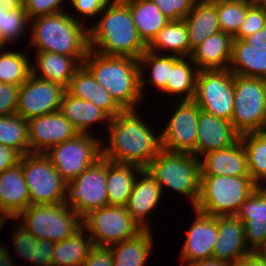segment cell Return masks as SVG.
<instances>
[{
  "label": "cell",
  "mask_w": 266,
  "mask_h": 266,
  "mask_svg": "<svg viewBox=\"0 0 266 266\" xmlns=\"http://www.w3.org/2000/svg\"><path fill=\"white\" fill-rule=\"evenodd\" d=\"M152 234V227L143 229L135 237L108 247L112 252L113 265L145 266L154 245Z\"/></svg>",
  "instance_id": "obj_32"
},
{
  "label": "cell",
  "mask_w": 266,
  "mask_h": 266,
  "mask_svg": "<svg viewBox=\"0 0 266 266\" xmlns=\"http://www.w3.org/2000/svg\"><path fill=\"white\" fill-rule=\"evenodd\" d=\"M0 144L21 156L29 153L28 121L18 114L0 116Z\"/></svg>",
  "instance_id": "obj_38"
},
{
  "label": "cell",
  "mask_w": 266,
  "mask_h": 266,
  "mask_svg": "<svg viewBox=\"0 0 266 266\" xmlns=\"http://www.w3.org/2000/svg\"><path fill=\"white\" fill-rule=\"evenodd\" d=\"M7 222V218L5 219L1 214H0V227H3L4 225H6Z\"/></svg>",
  "instance_id": "obj_58"
},
{
  "label": "cell",
  "mask_w": 266,
  "mask_h": 266,
  "mask_svg": "<svg viewBox=\"0 0 266 266\" xmlns=\"http://www.w3.org/2000/svg\"><path fill=\"white\" fill-rule=\"evenodd\" d=\"M15 219L37 239L54 243L67 239L83 227L82 218L65 203L30 204Z\"/></svg>",
  "instance_id": "obj_7"
},
{
  "label": "cell",
  "mask_w": 266,
  "mask_h": 266,
  "mask_svg": "<svg viewBox=\"0 0 266 266\" xmlns=\"http://www.w3.org/2000/svg\"><path fill=\"white\" fill-rule=\"evenodd\" d=\"M199 69L190 57L173 55V67L162 92L180 96V100H193Z\"/></svg>",
  "instance_id": "obj_34"
},
{
  "label": "cell",
  "mask_w": 266,
  "mask_h": 266,
  "mask_svg": "<svg viewBox=\"0 0 266 266\" xmlns=\"http://www.w3.org/2000/svg\"><path fill=\"white\" fill-rule=\"evenodd\" d=\"M128 7L138 35L148 46L170 21L151 0H122Z\"/></svg>",
  "instance_id": "obj_30"
},
{
  "label": "cell",
  "mask_w": 266,
  "mask_h": 266,
  "mask_svg": "<svg viewBox=\"0 0 266 266\" xmlns=\"http://www.w3.org/2000/svg\"><path fill=\"white\" fill-rule=\"evenodd\" d=\"M112 0H70L73 9L85 18H96ZM88 16V17H87Z\"/></svg>",
  "instance_id": "obj_47"
},
{
  "label": "cell",
  "mask_w": 266,
  "mask_h": 266,
  "mask_svg": "<svg viewBox=\"0 0 266 266\" xmlns=\"http://www.w3.org/2000/svg\"><path fill=\"white\" fill-rule=\"evenodd\" d=\"M146 169L163 189L169 188L190 198L192 209L200 195L201 172L199 158L192 153L161 149Z\"/></svg>",
  "instance_id": "obj_5"
},
{
  "label": "cell",
  "mask_w": 266,
  "mask_h": 266,
  "mask_svg": "<svg viewBox=\"0 0 266 266\" xmlns=\"http://www.w3.org/2000/svg\"><path fill=\"white\" fill-rule=\"evenodd\" d=\"M66 91L86 101H90L104 110L111 118L124 109L115 101L111 94L99 84L93 75L82 65L70 80Z\"/></svg>",
  "instance_id": "obj_24"
},
{
  "label": "cell",
  "mask_w": 266,
  "mask_h": 266,
  "mask_svg": "<svg viewBox=\"0 0 266 266\" xmlns=\"http://www.w3.org/2000/svg\"><path fill=\"white\" fill-rule=\"evenodd\" d=\"M3 52H0V83L21 86L32 74L30 58L25 52Z\"/></svg>",
  "instance_id": "obj_39"
},
{
  "label": "cell",
  "mask_w": 266,
  "mask_h": 266,
  "mask_svg": "<svg viewBox=\"0 0 266 266\" xmlns=\"http://www.w3.org/2000/svg\"><path fill=\"white\" fill-rule=\"evenodd\" d=\"M266 26V1L247 0V14L233 39H244Z\"/></svg>",
  "instance_id": "obj_41"
},
{
  "label": "cell",
  "mask_w": 266,
  "mask_h": 266,
  "mask_svg": "<svg viewBox=\"0 0 266 266\" xmlns=\"http://www.w3.org/2000/svg\"><path fill=\"white\" fill-rule=\"evenodd\" d=\"M22 171L33 205L65 202L66 182L45 153H27L20 157Z\"/></svg>",
  "instance_id": "obj_9"
},
{
  "label": "cell",
  "mask_w": 266,
  "mask_h": 266,
  "mask_svg": "<svg viewBox=\"0 0 266 266\" xmlns=\"http://www.w3.org/2000/svg\"><path fill=\"white\" fill-rule=\"evenodd\" d=\"M94 248L91 237L82 227L67 239L54 243L53 266H81Z\"/></svg>",
  "instance_id": "obj_35"
},
{
  "label": "cell",
  "mask_w": 266,
  "mask_h": 266,
  "mask_svg": "<svg viewBox=\"0 0 266 266\" xmlns=\"http://www.w3.org/2000/svg\"><path fill=\"white\" fill-rule=\"evenodd\" d=\"M94 136L91 132L90 134L79 133L75 137L51 147L45 153L66 183L74 180L102 158L103 142Z\"/></svg>",
  "instance_id": "obj_11"
},
{
  "label": "cell",
  "mask_w": 266,
  "mask_h": 266,
  "mask_svg": "<svg viewBox=\"0 0 266 266\" xmlns=\"http://www.w3.org/2000/svg\"><path fill=\"white\" fill-rule=\"evenodd\" d=\"M136 110H124L111 118L107 127L109 147L102 146V157L143 169L162 149L161 135L154 133Z\"/></svg>",
  "instance_id": "obj_1"
},
{
  "label": "cell",
  "mask_w": 266,
  "mask_h": 266,
  "mask_svg": "<svg viewBox=\"0 0 266 266\" xmlns=\"http://www.w3.org/2000/svg\"><path fill=\"white\" fill-rule=\"evenodd\" d=\"M79 133L90 134L89 128L94 124L104 123L107 127L111 117L90 101L79 99L65 91L59 110Z\"/></svg>",
  "instance_id": "obj_28"
},
{
  "label": "cell",
  "mask_w": 266,
  "mask_h": 266,
  "mask_svg": "<svg viewBox=\"0 0 266 266\" xmlns=\"http://www.w3.org/2000/svg\"><path fill=\"white\" fill-rule=\"evenodd\" d=\"M221 31L234 37L247 14V0H217Z\"/></svg>",
  "instance_id": "obj_40"
},
{
  "label": "cell",
  "mask_w": 266,
  "mask_h": 266,
  "mask_svg": "<svg viewBox=\"0 0 266 266\" xmlns=\"http://www.w3.org/2000/svg\"><path fill=\"white\" fill-rule=\"evenodd\" d=\"M193 100L201 110L231 121L234 74L229 69L200 70Z\"/></svg>",
  "instance_id": "obj_12"
},
{
  "label": "cell",
  "mask_w": 266,
  "mask_h": 266,
  "mask_svg": "<svg viewBox=\"0 0 266 266\" xmlns=\"http://www.w3.org/2000/svg\"><path fill=\"white\" fill-rule=\"evenodd\" d=\"M149 51L179 57H190L189 36L185 21H169L155 36L152 42L147 46ZM163 51V53L161 52Z\"/></svg>",
  "instance_id": "obj_33"
},
{
  "label": "cell",
  "mask_w": 266,
  "mask_h": 266,
  "mask_svg": "<svg viewBox=\"0 0 266 266\" xmlns=\"http://www.w3.org/2000/svg\"><path fill=\"white\" fill-rule=\"evenodd\" d=\"M21 155L11 147L0 144V174L20 161Z\"/></svg>",
  "instance_id": "obj_50"
},
{
  "label": "cell",
  "mask_w": 266,
  "mask_h": 266,
  "mask_svg": "<svg viewBox=\"0 0 266 266\" xmlns=\"http://www.w3.org/2000/svg\"><path fill=\"white\" fill-rule=\"evenodd\" d=\"M13 230L15 234L13 232V235H11V241L15 252L21 259L23 258L26 262L32 263L34 247L38 239L20 223Z\"/></svg>",
  "instance_id": "obj_43"
},
{
  "label": "cell",
  "mask_w": 266,
  "mask_h": 266,
  "mask_svg": "<svg viewBox=\"0 0 266 266\" xmlns=\"http://www.w3.org/2000/svg\"><path fill=\"white\" fill-rule=\"evenodd\" d=\"M195 211V220L192 222L181 249L183 265L195 261L213 258L215 242L217 241V217Z\"/></svg>",
  "instance_id": "obj_17"
},
{
  "label": "cell",
  "mask_w": 266,
  "mask_h": 266,
  "mask_svg": "<svg viewBox=\"0 0 266 266\" xmlns=\"http://www.w3.org/2000/svg\"><path fill=\"white\" fill-rule=\"evenodd\" d=\"M6 44L0 39V52L4 51L2 50Z\"/></svg>",
  "instance_id": "obj_60"
},
{
  "label": "cell",
  "mask_w": 266,
  "mask_h": 266,
  "mask_svg": "<svg viewBox=\"0 0 266 266\" xmlns=\"http://www.w3.org/2000/svg\"><path fill=\"white\" fill-rule=\"evenodd\" d=\"M20 86L0 83V116L16 114Z\"/></svg>",
  "instance_id": "obj_46"
},
{
  "label": "cell",
  "mask_w": 266,
  "mask_h": 266,
  "mask_svg": "<svg viewBox=\"0 0 266 266\" xmlns=\"http://www.w3.org/2000/svg\"><path fill=\"white\" fill-rule=\"evenodd\" d=\"M82 226L94 247H110L135 237L143 229L124 206L107 205L90 211L82 218Z\"/></svg>",
  "instance_id": "obj_10"
},
{
  "label": "cell",
  "mask_w": 266,
  "mask_h": 266,
  "mask_svg": "<svg viewBox=\"0 0 266 266\" xmlns=\"http://www.w3.org/2000/svg\"><path fill=\"white\" fill-rule=\"evenodd\" d=\"M98 15L100 19L93 26L87 25L90 50L105 56L138 59L147 49L122 0H112Z\"/></svg>",
  "instance_id": "obj_2"
},
{
  "label": "cell",
  "mask_w": 266,
  "mask_h": 266,
  "mask_svg": "<svg viewBox=\"0 0 266 266\" xmlns=\"http://www.w3.org/2000/svg\"><path fill=\"white\" fill-rule=\"evenodd\" d=\"M36 63L32 62V74L37 78L53 81L65 88L86 57L65 56L53 52H36Z\"/></svg>",
  "instance_id": "obj_25"
},
{
  "label": "cell",
  "mask_w": 266,
  "mask_h": 266,
  "mask_svg": "<svg viewBox=\"0 0 266 266\" xmlns=\"http://www.w3.org/2000/svg\"><path fill=\"white\" fill-rule=\"evenodd\" d=\"M73 16L64 11L31 19L29 46L37 52L86 57L89 51L88 27Z\"/></svg>",
  "instance_id": "obj_4"
},
{
  "label": "cell",
  "mask_w": 266,
  "mask_h": 266,
  "mask_svg": "<svg viewBox=\"0 0 266 266\" xmlns=\"http://www.w3.org/2000/svg\"><path fill=\"white\" fill-rule=\"evenodd\" d=\"M28 26H30V19L24 6L10 11L4 16L3 29H0V39L5 44L14 42L20 38V35H23Z\"/></svg>",
  "instance_id": "obj_42"
},
{
  "label": "cell",
  "mask_w": 266,
  "mask_h": 266,
  "mask_svg": "<svg viewBox=\"0 0 266 266\" xmlns=\"http://www.w3.org/2000/svg\"><path fill=\"white\" fill-rule=\"evenodd\" d=\"M183 20L187 27L191 52L206 38L221 31L217 0H196Z\"/></svg>",
  "instance_id": "obj_26"
},
{
  "label": "cell",
  "mask_w": 266,
  "mask_h": 266,
  "mask_svg": "<svg viewBox=\"0 0 266 266\" xmlns=\"http://www.w3.org/2000/svg\"><path fill=\"white\" fill-rule=\"evenodd\" d=\"M66 88L33 74L20 86L16 114L27 121L60 110Z\"/></svg>",
  "instance_id": "obj_15"
},
{
  "label": "cell",
  "mask_w": 266,
  "mask_h": 266,
  "mask_svg": "<svg viewBox=\"0 0 266 266\" xmlns=\"http://www.w3.org/2000/svg\"><path fill=\"white\" fill-rule=\"evenodd\" d=\"M82 65L124 110H135L144 101L138 59L105 56L89 49Z\"/></svg>",
  "instance_id": "obj_3"
},
{
  "label": "cell",
  "mask_w": 266,
  "mask_h": 266,
  "mask_svg": "<svg viewBox=\"0 0 266 266\" xmlns=\"http://www.w3.org/2000/svg\"><path fill=\"white\" fill-rule=\"evenodd\" d=\"M230 266H266V263H264L254 253H252L242 259L237 260Z\"/></svg>",
  "instance_id": "obj_52"
},
{
  "label": "cell",
  "mask_w": 266,
  "mask_h": 266,
  "mask_svg": "<svg viewBox=\"0 0 266 266\" xmlns=\"http://www.w3.org/2000/svg\"><path fill=\"white\" fill-rule=\"evenodd\" d=\"M174 113L161 130V147L170 152L195 155L200 107L194 100H179Z\"/></svg>",
  "instance_id": "obj_14"
},
{
  "label": "cell",
  "mask_w": 266,
  "mask_h": 266,
  "mask_svg": "<svg viewBox=\"0 0 266 266\" xmlns=\"http://www.w3.org/2000/svg\"><path fill=\"white\" fill-rule=\"evenodd\" d=\"M263 134H265L266 135V119H265V123H264V125H263V127H262V129L260 130Z\"/></svg>",
  "instance_id": "obj_59"
},
{
  "label": "cell",
  "mask_w": 266,
  "mask_h": 266,
  "mask_svg": "<svg viewBox=\"0 0 266 266\" xmlns=\"http://www.w3.org/2000/svg\"><path fill=\"white\" fill-rule=\"evenodd\" d=\"M233 37L223 31L206 38L190 56L199 70L228 69Z\"/></svg>",
  "instance_id": "obj_27"
},
{
  "label": "cell",
  "mask_w": 266,
  "mask_h": 266,
  "mask_svg": "<svg viewBox=\"0 0 266 266\" xmlns=\"http://www.w3.org/2000/svg\"><path fill=\"white\" fill-rule=\"evenodd\" d=\"M240 140V134L233 128L231 121L199 111L195 155L228 148Z\"/></svg>",
  "instance_id": "obj_18"
},
{
  "label": "cell",
  "mask_w": 266,
  "mask_h": 266,
  "mask_svg": "<svg viewBox=\"0 0 266 266\" xmlns=\"http://www.w3.org/2000/svg\"><path fill=\"white\" fill-rule=\"evenodd\" d=\"M81 218L108 205L106 159L100 158L74 180L66 183L65 202Z\"/></svg>",
  "instance_id": "obj_13"
},
{
  "label": "cell",
  "mask_w": 266,
  "mask_h": 266,
  "mask_svg": "<svg viewBox=\"0 0 266 266\" xmlns=\"http://www.w3.org/2000/svg\"><path fill=\"white\" fill-rule=\"evenodd\" d=\"M79 132L60 111L28 120L29 147L31 153H46Z\"/></svg>",
  "instance_id": "obj_16"
},
{
  "label": "cell",
  "mask_w": 266,
  "mask_h": 266,
  "mask_svg": "<svg viewBox=\"0 0 266 266\" xmlns=\"http://www.w3.org/2000/svg\"><path fill=\"white\" fill-rule=\"evenodd\" d=\"M228 69L238 76L266 79V51L254 48L243 39H233Z\"/></svg>",
  "instance_id": "obj_31"
},
{
  "label": "cell",
  "mask_w": 266,
  "mask_h": 266,
  "mask_svg": "<svg viewBox=\"0 0 266 266\" xmlns=\"http://www.w3.org/2000/svg\"><path fill=\"white\" fill-rule=\"evenodd\" d=\"M7 6L10 11L23 7V0H0V7Z\"/></svg>",
  "instance_id": "obj_55"
},
{
  "label": "cell",
  "mask_w": 266,
  "mask_h": 266,
  "mask_svg": "<svg viewBox=\"0 0 266 266\" xmlns=\"http://www.w3.org/2000/svg\"><path fill=\"white\" fill-rule=\"evenodd\" d=\"M140 70V91L144 99L145 84H152L159 90L166 87L167 80L169 79L170 70L173 67V55L159 54L146 49L138 58ZM148 69L150 74L148 79H145V70ZM144 87V88H143Z\"/></svg>",
  "instance_id": "obj_36"
},
{
  "label": "cell",
  "mask_w": 266,
  "mask_h": 266,
  "mask_svg": "<svg viewBox=\"0 0 266 266\" xmlns=\"http://www.w3.org/2000/svg\"><path fill=\"white\" fill-rule=\"evenodd\" d=\"M170 21L184 19L196 0H151Z\"/></svg>",
  "instance_id": "obj_44"
},
{
  "label": "cell",
  "mask_w": 266,
  "mask_h": 266,
  "mask_svg": "<svg viewBox=\"0 0 266 266\" xmlns=\"http://www.w3.org/2000/svg\"><path fill=\"white\" fill-rule=\"evenodd\" d=\"M30 204L22 163L19 161L0 174V214L5 219L15 220Z\"/></svg>",
  "instance_id": "obj_22"
},
{
  "label": "cell",
  "mask_w": 266,
  "mask_h": 266,
  "mask_svg": "<svg viewBox=\"0 0 266 266\" xmlns=\"http://www.w3.org/2000/svg\"><path fill=\"white\" fill-rule=\"evenodd\" d=\"M7 250L6 246L0 244V266H14V260L11 258V255L8 254Z\"/></svg>",
  "instance_id": "obj_54"
},
{
  "label": "cell",
  "mask_w": 266,
  "mask_h": 266,
  "mask_svg": "<svg viewBox=\"0 0 266 266\" xmlns=\"http://www.w3.org/2000/svg\"><path fill=\"white\" fill-rule=\"evenodd\" d=\"M266 119V79L234 74L231 123L240 134L260 131Z\"/></svg>",
  "instance_id": "obj_8"
},
{
  "label": "cell",
  "mask_w": 266,
  "mask_h": 266,
  "mask_svg": "<svg viewBox=\"0 0 266 266\" xmlns=\"http://www.w3.org/2000/svg\"><path fill=\"white\" fill-rule=\"evenodd\" d=\"M53 249L54 242L38 239L34 247V258L32 259V264H35V266H53Z\"/></svg>",
  "instance_id": "obj_48"
},
{
  "label": "cell",
  "mask_w": 266,
  "mask_h": 266,
  "mask_svg": "<svg viewBox=\"0 0 266 266\" xmlns=\"http://www.w3.org/2000/svg\"><path fill=\"white\" fill-rule=\"evenodd\" d=\"M247 155V168L257 187H266V135L261 131L240 135ZM265 181V182H264Z\"/></svg>",
  "instance_id": "obj_37"
},
{
  "label": "cell",
  "mask_w": 266,
  "mask_h": 266,
  "mask_svg": "<svg viewBox=\"0 0 266 266\" xmlns=\"http://www.w3.org/2000/svg\"><path fill=\"white\" fill-rule=\"evenodd\" d=\"M254 254L266 263V239Z\"/></svg>",
  "instance_id": "obj_56"
},
{
  "label": "cell",
  "mask_w": 266,
  "mask_h": 266,
  "mask_svg": "<svg viewBox=\"0 0 266 266\" xmlns=\"http://www.w3.org/2000/svg\"><path fill=\"white\" fill-rule=\"evenodd\" d=\"M234 216L244 224L246 245L255 253L266 239V187H257Z\"/></svg>",
  "instance_id": "obj_19"
},
{
  "label": "cell",
  "mask_w": 266,
  "mask_h": 266,
  "mask_svg": "<svg viewBox=\"0 0 266 266\" xmlns=\"http://www.w3.org/2000/svg\"><path fill=\"white\" fill-rule=\"evenodd\" d=\"M186 266H230V265L215 258H208L205 260L195 261Z\"/></svg>",
  "instance_id": "obj_53"
},
{
  "label": "cell",
  "mask_w": 266,
  "mask_h": 266,
  "mask_svg": "<svg viewBox=\"0 0 266 266\" xmlns=\"http://www.w3.org/2000/svg\"><path fill=\"white\" fill-rule=\"evenodd\" d=\"M257 189L250 176L201 175L200 195L194 209L211 216H234Z\"/></svg>",
  "instance_id": "obj_6"
},
{
  "label": "cell",
  "mask_w": 266,
  "mask_h": 266,
  "mask_svg": "<svg viewBox=\"0 0 266 266\" xmlns=\"http://www.w3.org/2000/svg\"><path fill=\"white\" fill-rule=\"evenodd\" d=\"M64 0H23V6L29 19L66 11L61 6Z\"/></svg>",
  "instance_id": "obj_45"
},
{
  "label": "cell",
  "mask_w": 266,
  "mask_h": 266,
  "mask_svg": "<svg viewBox=\"0 0 266 266\" xmlns=\"http://www.w3.org/2000/svg\"><path fill=\"white\" fill-rule=\"evenodd\" d=\"M10 12L7 6L0 7V29H3L4 16Z\"/></svg>",
  "instance_id": "obj_57"
},
{
  "label": "cell",
  "mask_w": 266,
  "mask_h": 266,
  "mask_svg": "<svg viewBox=\"0 0 266 266\" xmlns=\"http://www.w3.org/2000/svg\"><path fill=\"white\" fill-rule=\"evenodd\" d=\"M141 169L134 164L116 163L106 159L108 205L126 206Z\"/></svg>",
  "instance_id": "obj_29"
},
{
  "label": "cell",
  "mask_w": 266,
  "mask_h": 266,
  "mask_svg": "<svg viewBox=\"0 0 266 266\" xmlns=\"http://www.w3.org/2000/svg\"><path fill=\"white\" fill-rule=\"evenodd\" d=\"M217 234L213 258L231 265L252 254L246 245L244 224L235 216H218Z\"/></svg>",
  "instance_id": "obj_20"
},
{
  "label": "cell",
  "mask_w": 266,
  "mask_h": 266,
  "mask_svg": "<svg viewBox=\"0 0 266 266\" xmlns=\"http://www.w3.org/2000/svg\"><path fill=\"white\" fill-rule=\"evenodd\" d=\"M81 266H114L112 252L106 247H94Z\"/></svg>",
  "instance_id": "obj_49"
},
{
  "label": "cell",
  "mask_w": 266,
  "mask_h": 266,
  "mask_svg": "<svg viewBox=\"0 0 266 266\" xmlns=\"http://www.w3.org/2000/svg\"><path fill=\"white\" fill-rule=\"evenodd\" d=\"M199 162L201 175L250 176L241 140L228 148L201 155Z\"/></svg>",
  "instance_id": "obj_23"
},
{
  "label": "cell",
  "mask_w": 266,
  "mask_h": 266,
  "mask_svg": "<svg viewBox=\"0 0 266 266\" xmlns=\"http://www.w3.org/2000/svg\"><path fill=\"white\" fill-rule=\"evenodd\" d=\"M243 40L254 46V48H260L266 51V26Z\"/></svg>",
  "instance_id": "obj_51"
},
{
  "label": "cell",
  "mask_w": 266,
  "mask_h": 266,
  "mask_svg": "<svg viewBox=\"0 0 266 266\" xmlns=\"http://www.w3.org/2000/svg\"><path fill=\"white\" fill-rule=\"evenodd\" d=\"M139 175L142 177L140 178ZM161 194H163L162 189L155 178L146 168L141 169L125 207L130 216L142 229H151L147 216H149L155 207H158L157 205L162 198Z\"/></svg>",
  "instance_id": "obj_21"
}]
</instances>
